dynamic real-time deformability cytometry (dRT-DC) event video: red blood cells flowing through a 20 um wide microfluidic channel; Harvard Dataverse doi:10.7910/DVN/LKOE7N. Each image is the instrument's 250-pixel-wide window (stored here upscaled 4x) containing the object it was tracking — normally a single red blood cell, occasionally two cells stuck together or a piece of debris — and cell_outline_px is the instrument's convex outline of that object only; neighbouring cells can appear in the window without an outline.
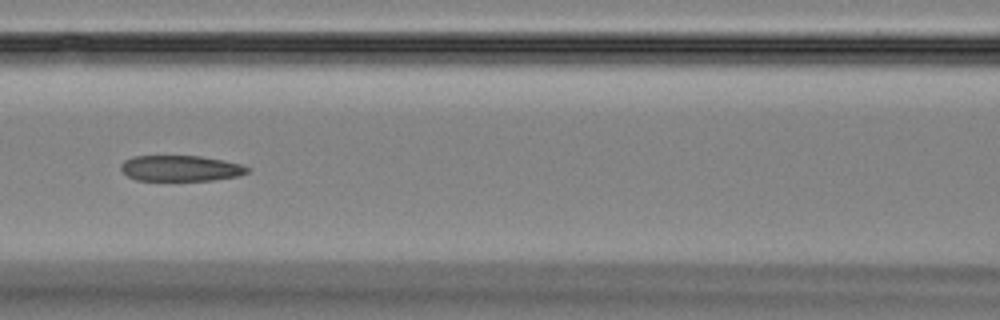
{"species": "Egyptian fruit bat (a non-hibernating species)", "species_latin": "Rousettus aegyptiacus", "temperature_condition": "room temperature", "stored_images_in_passage": 41, "camera_frame_rate_fps": 3000, "um_per_image_px": 0.085, "animal": {"sex": "female"}, "frame": {"image": 1, "passage_image": 10, "time_ms": 3.0, "image_size_px": [1000, 320], "cell_outline_px": [[248, 172], [236, 176], [212, 180], [136, 180], [128, 176], [120, 168], [120, 164], [124, 160], [132, 156], [200, 156], [224, 160], [240, 164], [248, 168]], "centroid_in_image_um": [15.31, 14.3], "position_along_channel_um": 151.3, "area_um2": 18.84}}
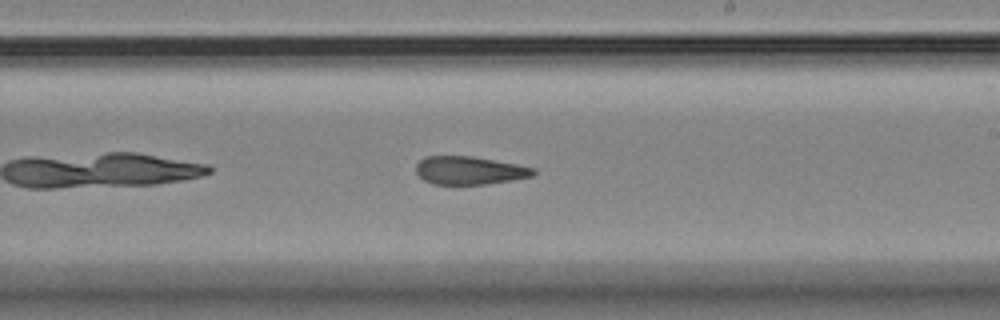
{"frame": {"image": 2, "passage_image": 18, "time_ms": 5.667, "image_size_px": [1000, 320], "cell_outline_px": [[536, 172], [532, 176], [512, 180], [488, 184], [432, 184], [424, 180], [416, 172], [416, 164], [420, 160], [428, 156], [472, 156], [516, 164], [536, 168]], "centroid_in_image_um": [39.91, 14.49], "position_along_channel_um": 249.1, "area_um2": 19.19}}
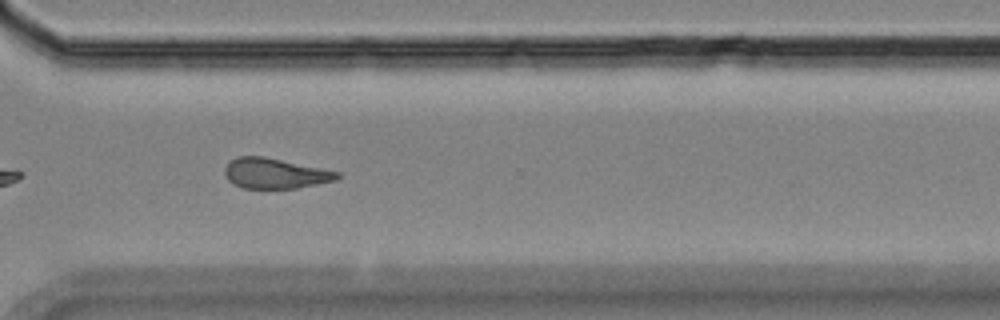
{"frame": {"image": 3, "passage_image": 26, "time_ms": 8.333, "image_size_px": [1000, 320], "cell_outline_px": [[340, 176], [336, 180], [296, 188], [244, 188], [228, 180], [224, 172], [224, 168], [228, 160], [236, 156], [264, 156], [340, 172]], "centroid_in_image_um": [23.35, 14.72], "position_along_channel_um": 347.3, "area_um2": 19.83}, "authors_computed_cell_mechanics": {"area_um2": 20.5768, "velocity_mm_per_s": 3.6807, "shape_relaxation_time_tau1_ms": null, "shape_relaxation_time_tau2_ms": 1.5719, "deformation_change_tau1": null, "deformation_change_tau2": 0.0878}}